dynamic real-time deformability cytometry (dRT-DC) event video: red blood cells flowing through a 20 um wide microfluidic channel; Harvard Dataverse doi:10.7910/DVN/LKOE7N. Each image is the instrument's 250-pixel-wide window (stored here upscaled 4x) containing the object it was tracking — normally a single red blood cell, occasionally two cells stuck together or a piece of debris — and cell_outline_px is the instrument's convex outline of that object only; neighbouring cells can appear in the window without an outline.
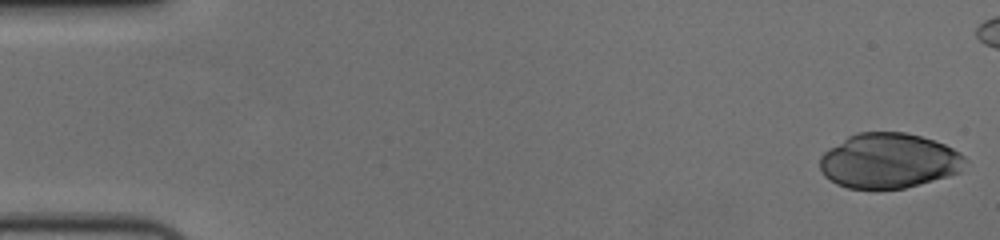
{"species": "human", "species_latin": "Homo sapiens", "temperature_condition": "cold", "stored_images_in_passage": 51, "camera_frame_rate_fps": 3000, "um_per_image_px": 0.085, "donor": {"sex": "female"}, "frame": {"image": 1, "passage_image": 1, "time_ms": 0.0, "image_size_px": [1000, 240], "cell_outline_px": [[968, 160], [960, 172], [948, 176], [904, 188], [848, 188], [836, 184], [824, 176], [820, 168], [820, 156], [828, 148], [848, 136], [856, 132], [904, 132], [920, 136], [944, 144], [960, 152]], "centroid_in_image_um": [75.54, 13.66], "position_along_channel_um": 9.5, "area_um2": 46.59}}